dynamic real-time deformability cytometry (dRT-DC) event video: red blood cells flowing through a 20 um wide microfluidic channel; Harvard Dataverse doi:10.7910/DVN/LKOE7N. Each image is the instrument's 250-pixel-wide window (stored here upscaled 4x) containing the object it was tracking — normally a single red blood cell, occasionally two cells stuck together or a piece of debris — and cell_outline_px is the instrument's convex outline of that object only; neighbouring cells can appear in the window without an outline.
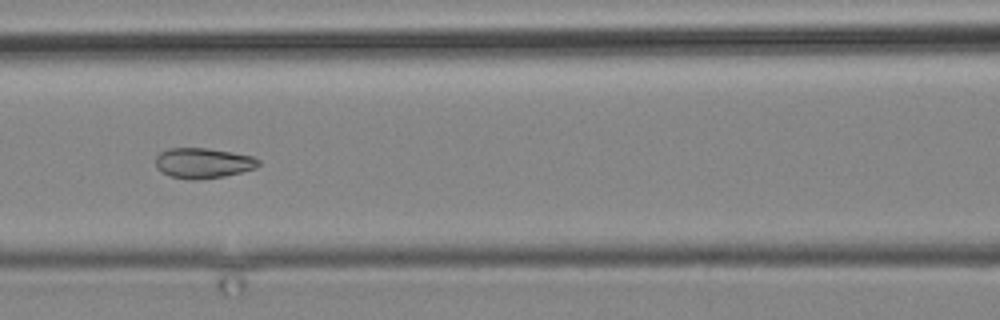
{"species": "common noctule bat (a hibernating species)", "species_latin": "Nyctalus noctula", "temperature_condition": "cold", "stored_images_in_passage": 11, "camera_frame_rate_fps": 3000, "um_per_image_px": 0.085, "animal": {"sex": "male", "body_mass_g": 19.2, "forearm_length_mm": 51.8}, "frame": {"image": 1, "passage_image": 11, "time_ms": 12.667, "image_size_px": [1000, 320], "cell_outline_px": [[260, 164], [256, 168], [224, 176], [192, 180], [172, 176], [156, 168], [156, 156], [160, 152], [168, 148], [208, 148], [232, 152], [252, 156], [260, 160]], "centroid_in_image_um": [17.27, 13.84], "position_along_channel_um": 149.3, "area_um2": 18.03}}